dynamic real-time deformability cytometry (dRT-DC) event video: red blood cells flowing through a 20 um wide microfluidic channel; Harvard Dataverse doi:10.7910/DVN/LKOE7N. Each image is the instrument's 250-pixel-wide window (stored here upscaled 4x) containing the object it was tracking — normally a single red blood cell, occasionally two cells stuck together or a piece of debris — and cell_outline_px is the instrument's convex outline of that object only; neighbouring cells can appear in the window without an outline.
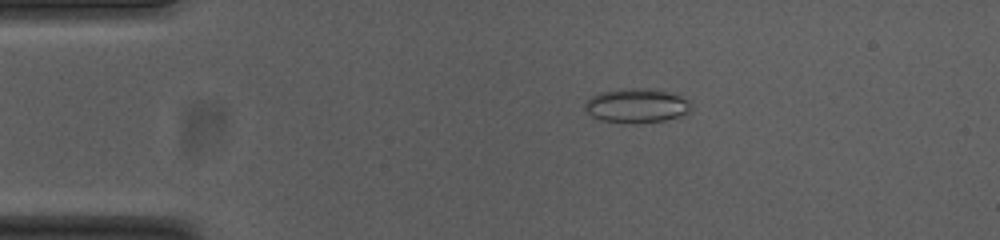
{"species": "common noctule bat (a hibernating species)", "species_latin": "Nyctalus noctula", "temperature_condition": "cold", "stored_images_in_passage": 46, "camera_frame_rate_fps": 3000, "um_per_image_px": 0.085, "animal": {"sex": "female", "body_mass_g": 23.0, "forearm_length_mm": 53.4}, "frame": {"image": 1, "passage_image": 3, "time_ms": 0.667, "image_size_px": [1000, 240], "cell_outline_px": [[688, 112], [664, 120], [636, 124], [624, 124], [600, 120], [592, 116], [584, 108], [584, 104], [592, 96], [600, 92], [624, 88], [640, 88], [668, 92], [680, 96], [688, 100]], "centroid_in_image_um": [54.03, 8.99], "position_along_channel_um": 31.0, "area_um2": 20.98}}
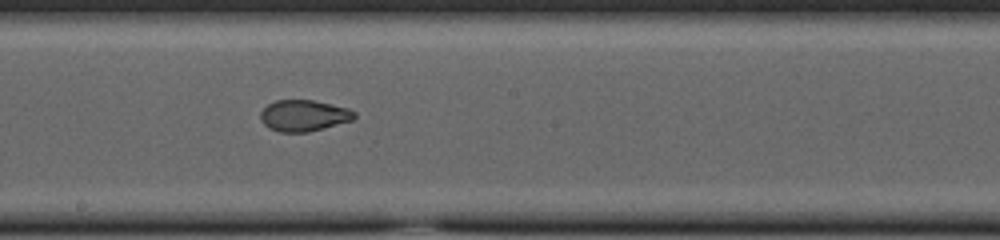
{"frame": {"image": 2, "passage_image": 22, "time_ms": 7.0, "image_size_px": [1000, 240], "cell_outline_px": [[356, 116], [352, 120], [324, 128], [308, 132], [280, 132], [268, 128], [260, 120], [260, 112], [268, 104], [276, 100], [312, 100], [348, 108], [356, 112]], "centroid_in_image_um": [25.8, 9.83], "position_along_channel_um": 222.4, "area_um2": 17.11}}
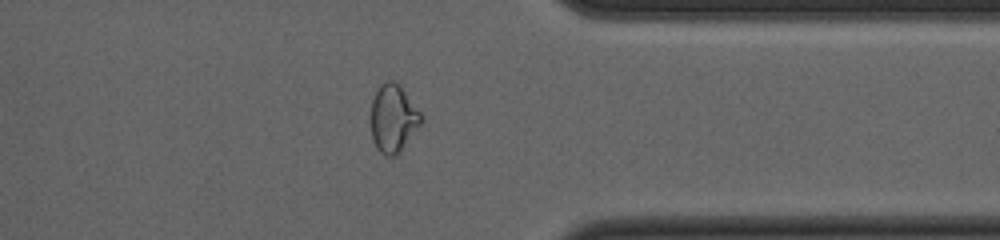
{"frame": {"image": 3, "passage_image": 35, "time_ms": 11.333, "image_size_px": [1000, 240], "cell_outline_px": [[424, 120], [400, 152], [396, 156], [384, 156], [376, 148], [372, 140], [372, 100], [380, 84], [388, 80], [396, 80], [400, 84], [420, 112]], "centroid_in_image_um": [33.44, 10.07], "position_along_channel_um": 378.0, "area_um2": 19.94}, "authors_computed_cell_mechanics": {"area_um2": 19.4497, "velocity_mm_per_s": 3.7724, "shape_relaxation_time_tau1_ms": null, "shape_relaxation_time_tau2_ms": 1.348, "deformation_change_tau1": null, "deformation_change_tau2": 0.0584}}